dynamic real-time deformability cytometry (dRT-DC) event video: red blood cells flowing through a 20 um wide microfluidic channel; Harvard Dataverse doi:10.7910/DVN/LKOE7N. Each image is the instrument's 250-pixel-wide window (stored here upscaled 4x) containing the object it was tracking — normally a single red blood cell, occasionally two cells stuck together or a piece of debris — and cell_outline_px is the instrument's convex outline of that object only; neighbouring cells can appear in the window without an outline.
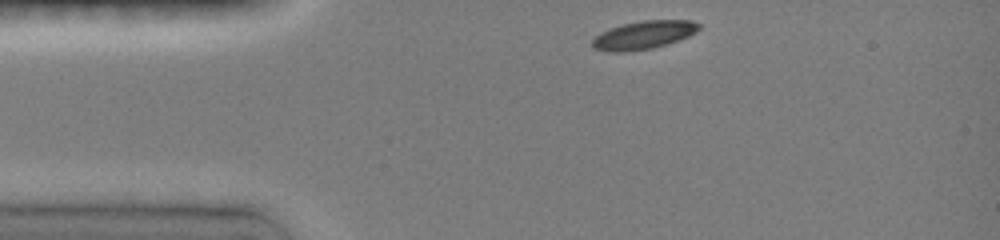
{"species": "common noctule bat (a hibernating species)", "species_latin": "Nyctalus noctula", "temperature_condition": "room temperature", "stored_images_in_passage": 17, "camera_frame_rate_fps": 3000, "um_per_image_px": 0.085, "animal": {"sex": "female", "body_mass_g": 19.0, "forearm_length_mm": 51.5}, "frame": {"image": 1, "passage_image": 1, "time_ms": 0.0, "image_size_px": [1000, 240], "cell_outline_px": [[700, 28], [696, 32], [680, 40], [652, 48], [624, 52], [608, 52], [592, 48], [592, 40], [600, 32], [608, 28], [624, 24], [644, 20], [692, 20], [700, 24]], "centroid_in_image_um": [54.69, 2.98], "position_along_channel_um": 30.3, "area_um2": 17.63}}
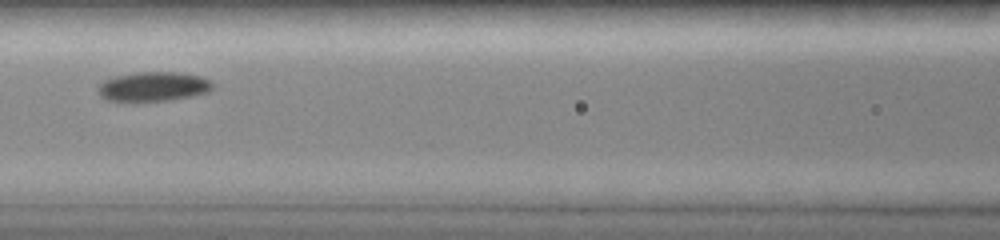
{"frame": {"image": 2, "passage_image": 5, "time_ms": 4.0, "image_size_px": [1000, 240], "cell_outline_px": [[212, 88], [208, 92], [192, 96], [172, 100], [108, 100], [100, 96], [100, 84], [104, 80], [116, 76], [136, 72], [176, 72], [200, 76], [208, 80], [212, 84]], "centroid_in_image_um": [13.06, 7.34], "position_along_channel_um": 153.5, "area_um2": 19.19}}
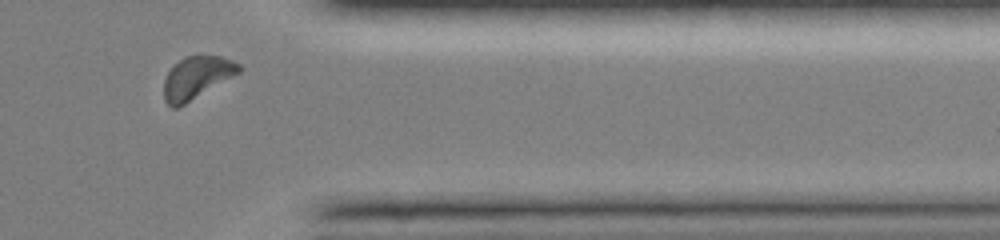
{"frame": {"image": 3, "passage_image": 15, "time_ms": 10.0, "image_size_px": [1000, 240], "cell_outline_px": [[244, 68], [240, 72], [184, 104], [176, 108], [172, 108], [164, 100], [164, 80], [168, 72], [184, 56], [220, 56], [232, 60], [240, 64]], "centroid_in_image_um": [16.73, 6.59], "position_along_channel_um": 394.7, "area_um2": 18.21}, "authors_computed_cell_mechanics": {"area_um2": 18.3804, "velocity_mm_per_s": 4.0748, "shape_relaxation_time_tau1_ms": 2.0088, "shape_relaxation_time_tau2_ms": null, "deformation_change_tau1": 0.0783, "deformation_change_tau2": null}}